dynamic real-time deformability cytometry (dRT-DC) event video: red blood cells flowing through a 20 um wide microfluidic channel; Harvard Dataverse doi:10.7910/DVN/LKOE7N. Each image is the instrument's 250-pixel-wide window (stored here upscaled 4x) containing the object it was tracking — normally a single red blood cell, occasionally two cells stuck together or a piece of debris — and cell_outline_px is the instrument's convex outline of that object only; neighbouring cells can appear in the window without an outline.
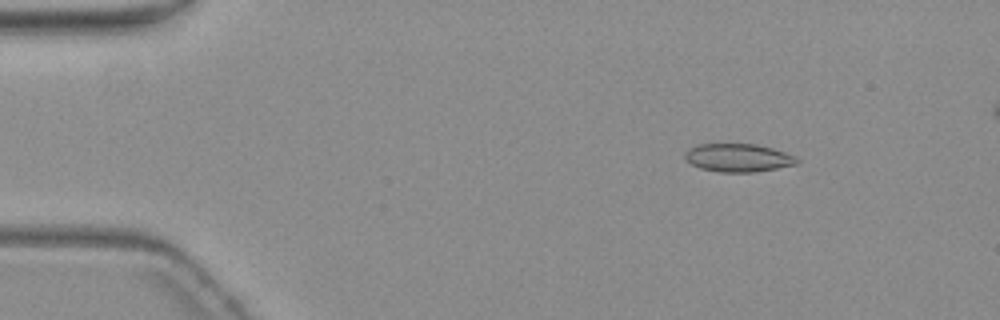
{"species": "common noctule bat (a hibernating species)", "species_latin": "Nyctalus noctula", "temperature_condition": "warm", "stored_images_in_passage": 5, "segment_of_instrument_passage": [1, 2], "camera_frame_rate_fps": 3000, "um_per_image_px": 0.085, "animal": {"sex": "female", "body_mass_g": 19.3, "forearm_length_mm": 54.1}, "frame": {"image": 1, "passage_image": 3, "time_ms": 2.333, "image_size_px": [1000, 320], "cell_outline_px": [[800, 160], [796, 164], [756, 172], [720, 172], [700, 168], [692, 164], [684, 156], [684, 152], [688, 148], [696, 144], [756, 144], [772, 148], [796, 156]], "centroid_in_image_um": [62.73, 13.4], "position_along_channel_um": 22.3, "area_um2": 18.38}}